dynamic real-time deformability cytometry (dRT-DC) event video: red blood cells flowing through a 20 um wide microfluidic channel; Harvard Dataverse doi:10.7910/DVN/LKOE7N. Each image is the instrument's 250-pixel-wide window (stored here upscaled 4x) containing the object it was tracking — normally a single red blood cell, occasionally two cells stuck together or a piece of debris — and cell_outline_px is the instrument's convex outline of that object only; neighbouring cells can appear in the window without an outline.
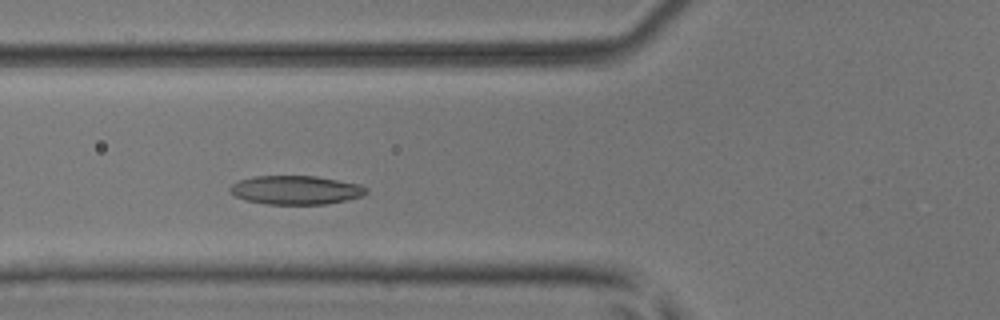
{"species": "common noctule bat (a hibernating species)", "species_latin": "Nyctalus noctula", "temperature_condition": "room temperature", "stored_images_in_passage": 19, "camera_frame_rate_fps": 3000, "um_per_image_px": 0.085, "animal": {"sex": "male", "body_mass_g": 17.9, "forearm_length_mm": 54.2}, "frame": {"image": 1, "passage_image": 13, "time_ms": 4.0, "image_size_px": [1000, 320], "cell_outline_px": [[368, 192], [364, 196], [328, 204], [264, 204], [244, 200], [228, 192], [228, 188], [232, 184], [240, 180], [256, 176], [316, 176], [360, 184], [368, 188]], "centroid_in_image_um": [25.15, 16.16], "position_along_channel_um": 100.6, "area_um2": 23.06}}
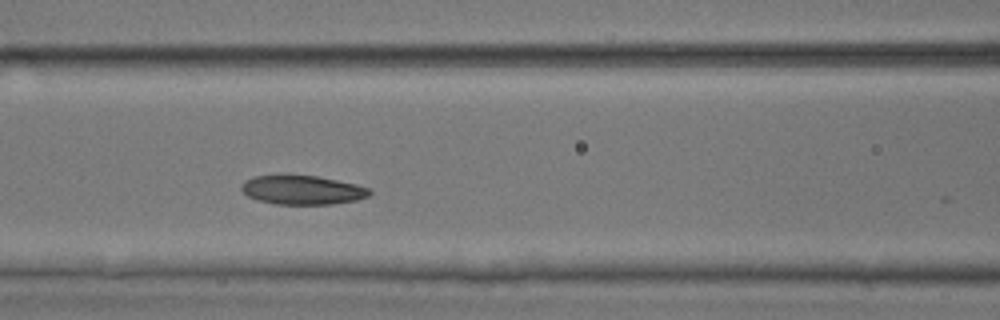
{"frame": {"image": 2, "passage_image": 16, "time_ms": 5.0, "image_size_px": [1000, 320], "cell_outline_px": [[372, 192], [368, 196], [356, 200], [332, 204], [276, 204], [256, 200], [248, 196], [240, 188], [248, 180], [256, 176], [316, 176], [356, 184], [372, 188]], "centroid_in_image_um": [25.76, 16.17], "position_along_channel_um": 140.8, "area_um2": 21.33}}